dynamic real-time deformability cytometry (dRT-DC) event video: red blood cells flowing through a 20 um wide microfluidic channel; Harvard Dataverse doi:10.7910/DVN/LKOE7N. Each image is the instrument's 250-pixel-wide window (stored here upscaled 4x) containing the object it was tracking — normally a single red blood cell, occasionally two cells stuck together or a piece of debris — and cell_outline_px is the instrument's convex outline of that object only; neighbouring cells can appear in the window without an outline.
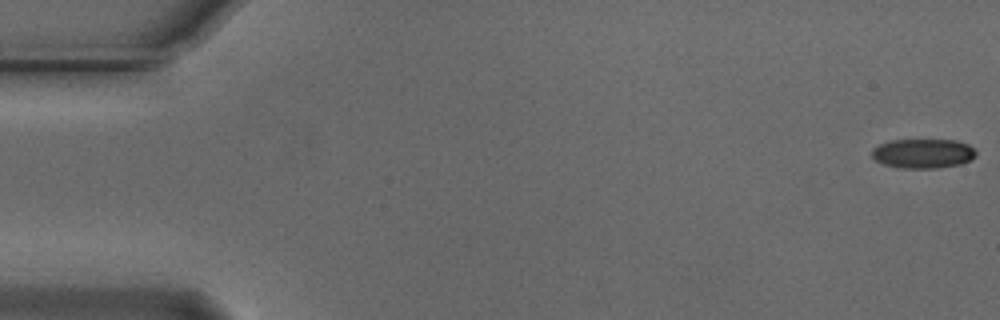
{"species": "Egyptian fruit bat (a non-hibernating species)", "species_latin": "Rousettus aegyptiacus", "temperature_condition": "cold", "stored_images_in_passage": 10, "camera_frame_rate_fps": 3000, "um_per_image_px": 0.085, "animal": {"sex": "male"}, "frame": {"image": 1, "passage_image": 1, "time_ms": 0.0, "image_size_px": [1000, 320], "cell_outline_px": [[976, 156], [972, 160], [960, 164], [936, 168], [896, 168], [884, 164], [876, 160], [872, 156], [872, 148], [880, 144], [892, 140], [956, 140], [968, 144], [976, 152]], "centroid_in_image_um": [78.46, 13.05], "position_along_channel_um": 6.5, "area_um2": 17.92}}